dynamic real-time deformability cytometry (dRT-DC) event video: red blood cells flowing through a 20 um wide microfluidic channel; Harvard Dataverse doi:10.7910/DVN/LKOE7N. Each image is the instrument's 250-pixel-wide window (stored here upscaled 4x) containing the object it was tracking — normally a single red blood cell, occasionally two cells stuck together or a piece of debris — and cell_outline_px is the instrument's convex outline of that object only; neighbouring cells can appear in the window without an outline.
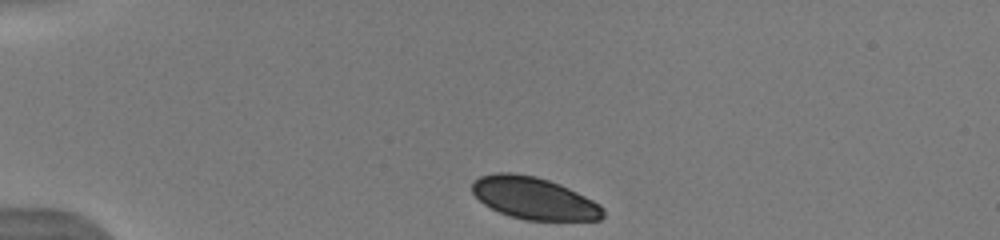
{"species": "human", "species_latin": "Homo sapiens", "temperature_condition": "warm", "stored_images_in_passage": 41, "camera_frame_rate_fps": 3000, "um_per_image_px": 0.085, "donor": {"sex": "male"}, "frame": {"image": 1, "passage_image": 1, "time_ms": 0.0, "image_size_px": [1000, 240], "cell_outline_px": [[604, 216], [600, 220], [524, 220], [500, 212], [484, 204], [472, 192], [472, 180], [480, 176], [496, 172], [512, 172], [536, 176], [560, 184], [600, 204], [604, 208]], "centroid_in_image_um": [45.38, 16.84], "position_along_channel_um": 39.6, "area_um2": 32.08}}
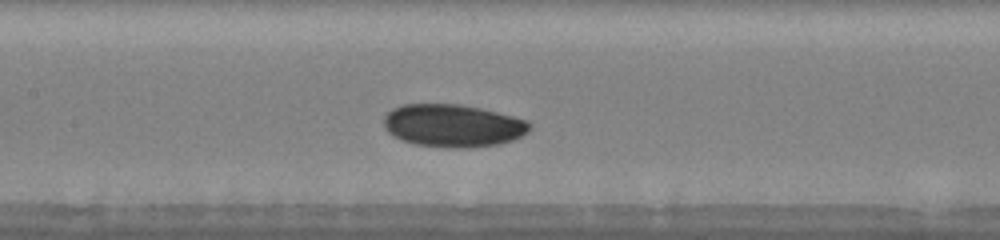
{"frame": {"image": 2, "passage_image": 15, "time_ms": 4.667, "image_size_px": [1000, 240], "cell_outline_px": [[532, 128], [528, 132], [512, 140], [500, 144], [472, 148], [448, 148], [412, 144], [400, 140], [392, 136], [384, 128], [384, 116], [392, 108], [404, 104], [460, 104], [480, 108], [528, 120], [532, 124]], "centroid_in_image_um": [38.49, 10.69], "position_along_channel_um": 168.9, "area_um2": 36.76}}
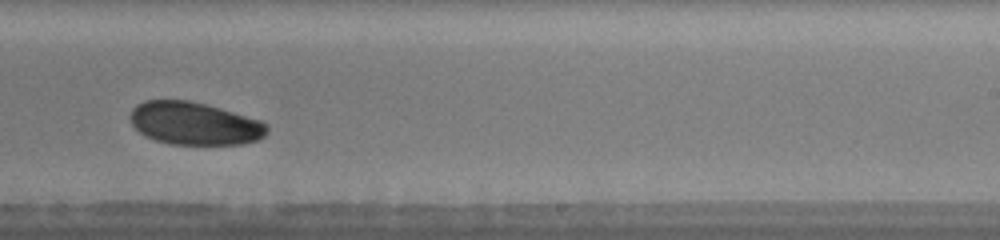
{"frame": {"image": 3, "passage_image": 23, "time_ms": 7.333, "image_size_px": [1000, 240], "cell_outline_px": [[268, 132], [264, 136], [256, 140], [244, 144], [172, 144], [156, 140], [144, 136], [132, 124], [128, 116], [132, 108], [136, 104], [144, 100], [188, 100], [220, 108], [260, 120], [268, 124]], "centroid_in_image_um": [16.51, 10.49], "position_along_channel_um": 272.5, "area_um2": 34.16}, "authors_computed_cell_mechanics": {"area_um2": 34.5066, "velocity_mm_per_s": 3.8931, "shape_relaxation_time_tau1_ms": 1.0789, "shape_relaxation_time_tau2_ms": null, "deformation_change_tau1": 0.0419, "deformation_change_tau2": null}}